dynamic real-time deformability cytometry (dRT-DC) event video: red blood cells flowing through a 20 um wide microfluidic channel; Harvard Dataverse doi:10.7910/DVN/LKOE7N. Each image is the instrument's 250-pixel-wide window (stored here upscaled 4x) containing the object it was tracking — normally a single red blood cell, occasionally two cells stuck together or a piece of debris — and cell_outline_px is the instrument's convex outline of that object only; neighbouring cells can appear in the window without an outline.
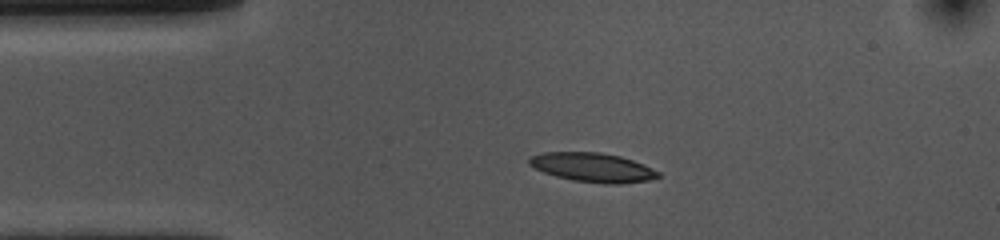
{"species": "common noctule bat (a hibernating species)", "species_latin": "Nyctalus noctula", "temperature_condition": "cold", "stored_images_in_passage": 45, "camera_frame_rate_fps": 3000, "um_per_image_px": 0.085, "animal": {"sex": "female", "body_mass_g": 10.0, "forearm_length_mm": 53.1}, "frame": {"image": 1, "passage_image": 1, "time_ms": 0.0, "image_size_px": [1000, 240], "cell_outline_px": [[660, 176], [648, 180], [620, 184], [604, 184], [572, 180], [556, 176], [544, 172], [528, 164], [528, 156], [544, 152], [600, 152], [620, 156], [644, 164], [660, 172]], "centroid_in_image_um": [50.37, 14.23], "position_along_channel_um": 34.6, "area_um2": 21.96}}
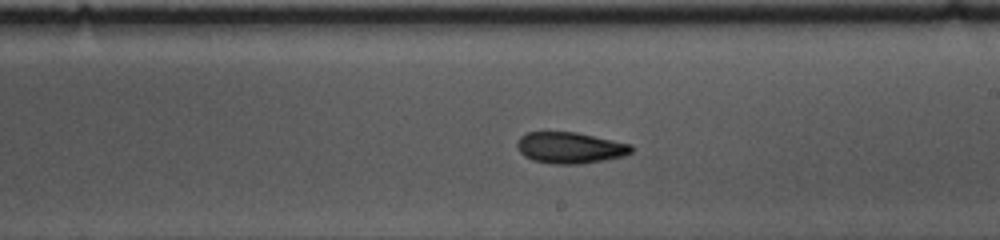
{"frame": {"image": 2, "passage_image": 20, "time_ms": 6.333, "image_size_px": [1000, 240], "cell_outline_px": [[632, 152], [624, 156], [584, 164], [556, 164], [532, 160], [524, 156], [516, 148], [516, 144], [520, 136], [524, 132], [576, 132], [632, 144]], "centroid_in_image_um": [48.44, 12.56], "position_along_channel_um": 240.6, "area_um2": 20.98}}
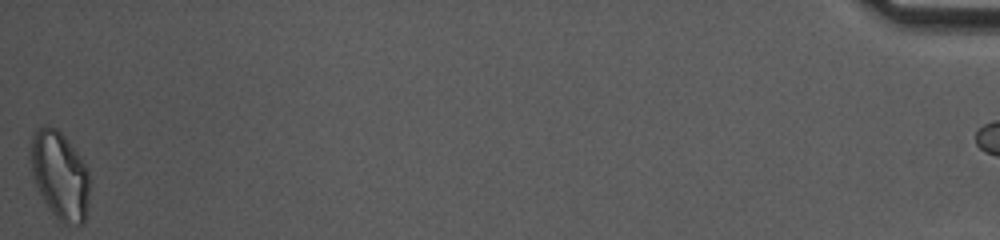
{"frame": {"image": 3, "passage_image": 44, "time_ms": 14.333, "image_size_px": [1000, 240], "cell_outline_px": [[88, 204], [84, 224], [64, 224], [48, 208], [36, 184], [32, 172], [32, 136], [44, 124], [48, 124], [56, 128], [64, 136], [88, 168]], "centroid_in_image_um": [5.11, 14.91], "position_along_channel_um": 430.1, "area_um2": 29.54}, "authors_computed_cell_mechanics": {"area_um2": 21.5016, "velocity_mm_per_s": 3.6645, "shape_relaxation_time_tau1_ms": 4.3987, "shape_relaxation_time_tau2_ms": 4.2143, "deformation_change_tau1": 0.1336, "deformation_change_tau2": 0.1147}}